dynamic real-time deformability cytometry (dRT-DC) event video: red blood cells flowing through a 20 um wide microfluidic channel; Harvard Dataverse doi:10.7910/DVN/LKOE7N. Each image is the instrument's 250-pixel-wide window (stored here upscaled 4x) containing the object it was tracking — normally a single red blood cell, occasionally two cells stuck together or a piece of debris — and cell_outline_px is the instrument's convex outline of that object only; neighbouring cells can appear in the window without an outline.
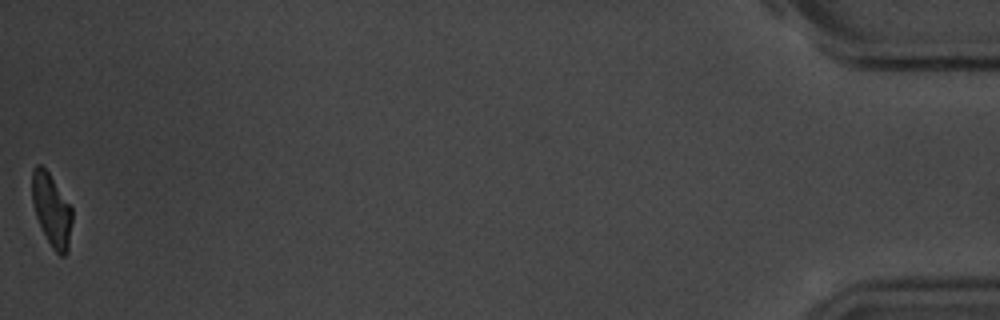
{"species": "common noctule bat (a hibernating species)", "species_latin": "Nyctalus noctula", "temperature_condition": "room temperature", "stored_images_in_passage": 43, "camera_frame_rate_fps": 3000, "um_per_image_px": 0.085, "animal": {"sex": "male", "body_mass_g": 20.1, "forearm_length_mm": 53.5}, "frame": {"image": 1, "passage_image": 43, "time_ms": 14.0, "image_size_px": [1000, 320], "cell_outline_px": [[72, 220], [68, 252], [64, 256], [60, 256], [52, 248], [36, 216], [32, 200], [32, 168], [36, 164], [40, 164], [48, 172], [72, 208]], "centroid_in_image_um": [4.39, 17.85], "position_along_channel_um": 430.8, "area_um2": 16.76}, "authors_computed_cell_mechanics": {"area_um2": 18.207, "velocity_mm_per_s": 3.5988, "shape_relaxation_time_tau1_ms": 2.4566, "shape_relaxation_time_tau2_ms": 3.1836, "deformation_change_tau1": 0.1322, "deformation_change_tau2": 0.0857}}